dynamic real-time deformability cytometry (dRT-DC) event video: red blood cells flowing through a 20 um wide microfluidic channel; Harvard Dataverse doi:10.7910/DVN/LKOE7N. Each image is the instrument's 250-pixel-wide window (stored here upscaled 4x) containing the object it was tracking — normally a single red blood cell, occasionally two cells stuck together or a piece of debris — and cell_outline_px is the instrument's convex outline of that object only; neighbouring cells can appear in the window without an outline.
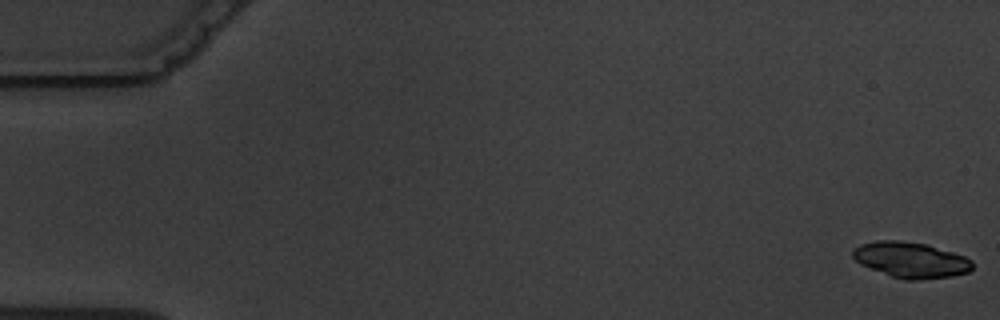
{"species": "common noctule bat (a hibernating species)", "species_latin": "Nyctalus noctula", "temperature_condition": "warm", "stored_images_in_passage": 8, "camera_frame_rate_fps": 3000, "um_per_image_px": 0.085, "animal": {"sex": "male", "body_mass_g": 19.5, "forearm_length_mm": 54.6}, "frame": {"image": 1, "passage_image": 1, "time_ms": 0.0, "image_size_px": [1000, 320], "cell_outline_px": [[972, 268], [968, 272], [952, 276], [920, 280], [904, 280], [892, 276], [860, 264], [852, 256], [852, 248], [860, 244], [876, 240], [896, 240], [928, 244], [964, 256], [972, 260]], "centroid_in_image_um": [77.4, 22.08], "position_along_channel_um": 7.6, "area_um2": 24.91}}